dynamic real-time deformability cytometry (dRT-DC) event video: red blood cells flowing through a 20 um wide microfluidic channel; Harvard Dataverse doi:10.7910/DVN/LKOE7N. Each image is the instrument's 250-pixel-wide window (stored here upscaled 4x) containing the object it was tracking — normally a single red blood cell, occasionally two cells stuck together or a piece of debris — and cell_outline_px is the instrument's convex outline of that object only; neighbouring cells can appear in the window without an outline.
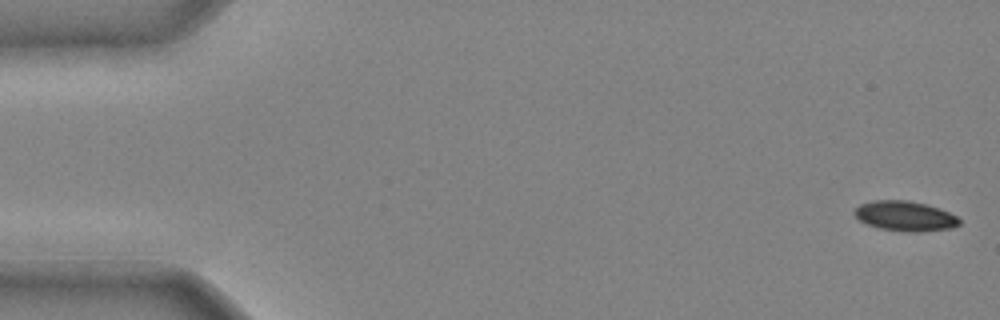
{"species": "common noctule bat (a hibernating species)", "species_latin": "Nyctalus noctula", "temperature_condition": "cold", "stored_images_in_passage": 42, "camera_frame_rate_fps": 3000, "um_per_image_px": 0.085, "animal": {"sex": "male", "body_mass_g": 20.4}, "frame": {"image": 1, "passage_image": 1, "time_ms": 0.0, "image_size_px": [1000, 320], "cell_outline_px": [[960, 224], [952, 228], [920, 232], [908, 232], [880, 228], [868, 224], [860, 220], [852, 212], [860, 204], [872, 200], [908, 200], [940, 208], [956, 216], [960, 220]], "centroid_in_image_um": [76.93, 18.36], "position_along_channel_um": 8.1, "area_um2": 18.26}}
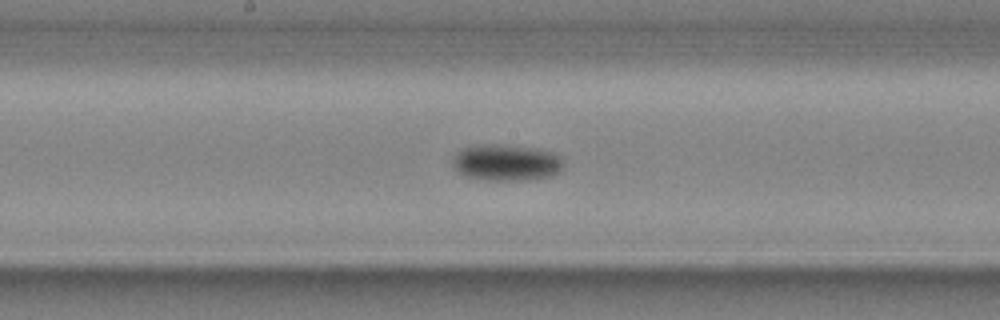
{"frame": {"image": 2, "passage_image": 23, "time_ms": 7.333, "image_size_px": [1000, 320], "cell_outline_px": [[564, 168], [560, 172], [552, 176], [528, 180], [488, 180], [464, 176], [452, 164], [452, 156], [460, 148], [472, 144], [504, 144], [540, 148], [556, 152], [560, 156], [564, 164]], "centroid_in_image_um": [43.06, 13.79], "position_along_channel_um": 205.1, "area_um2": 24.33}}
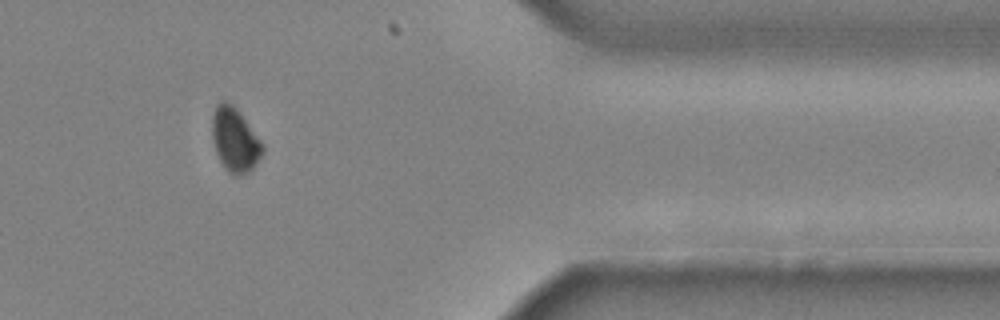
{"frame": {"image": 3, "passage_image": 37, "time_ms": 12.0, "image_size_px": [1000, 320], "cell_outline_px": [[264, 152], [252, 168], [248, 172], [236, 176], [232, 176], [224, 168], [216, 152], [212, 140], [212, 116], [216, 104], [224, 100], [232, 104], [236, 108], [264, 144]], "centroid_in_image_um": [19.96, 11.89], "position_along_channel_um": 391.4, "area_um2": 18.84}}